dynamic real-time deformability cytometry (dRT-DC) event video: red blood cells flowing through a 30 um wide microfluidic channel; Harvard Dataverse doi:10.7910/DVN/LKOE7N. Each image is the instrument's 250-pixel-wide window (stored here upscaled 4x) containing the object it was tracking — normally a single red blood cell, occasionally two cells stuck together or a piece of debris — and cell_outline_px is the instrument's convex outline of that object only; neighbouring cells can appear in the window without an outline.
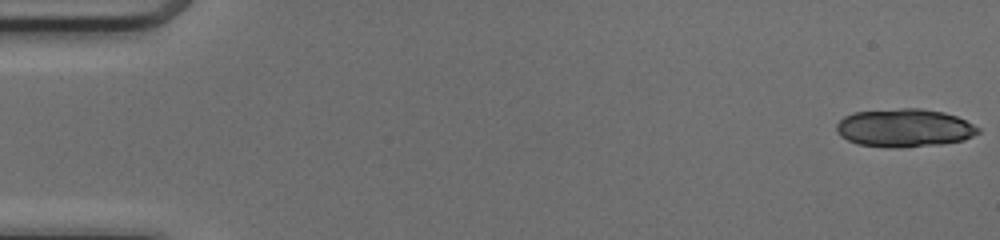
{"species": "common noctule bat (a hibernating species)", "species_latin": "Nyctalus noctula", "temperature_condition": "cold", "stored_images_in_passage": 21, "camera_frame_rate_fps": 3000, "um_per_image_px": 0.085, "animal": {"sex": "female", "body_mass_g": 17.0, "forearm_length_mm": 48.0}, "frame": {"image": 1, "passage_image": 1, "time_ms": 0.0, "image_size_px": [1000, 240], "cell_outline_px": [[980, 132], [964, 140], [940, 144], [896, 148], [892, 148], [856, 144], [840, 136], [836, 128], [836, 124], [844, 116], [856, 112], [900, 108], [920, 108], [944, 112], [956, 116], [980, 128]], "centroid_in_image_um": [76.86, 10.87], "position_along_channel_um": 8.1, "area_um2": 31.5}}
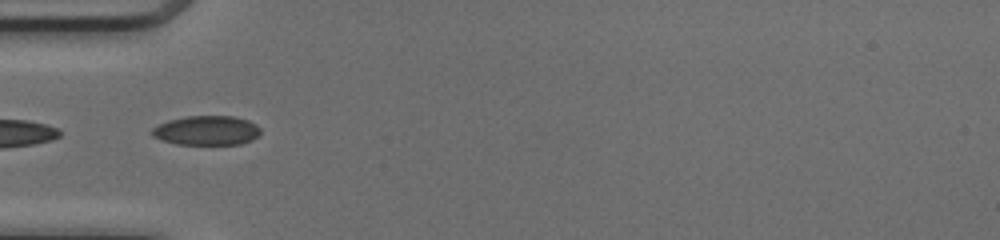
{"frame": {"image": 2, "passage_image": 17, "time_ms": 5.333, "image_size_px": [1000, 240], "cell_outline_px": [[260, 132], [252, 140], [240, 144], [176, 144], [160, 140], [152, 136], [152, 128], [168, 120], [188, 116], [232, 116], [248, 120], [256, 124], [260, 128]], "centroid_in_image_um": [17.55, 11.09], "position_along_channel_um": 67.4, "area_um2": 18.55}}